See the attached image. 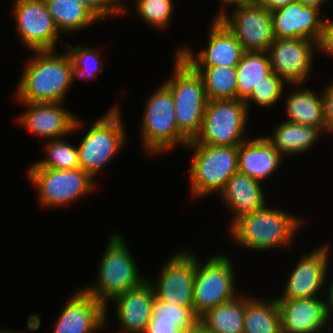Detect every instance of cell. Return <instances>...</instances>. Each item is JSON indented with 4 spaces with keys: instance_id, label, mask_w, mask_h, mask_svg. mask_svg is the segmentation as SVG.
I'll use <instances>...</instances> for the list:
<instances>
[{
    "instance_id": "3",
    "label": "cell",
    "mask_w": 333,
    "mask_h": 333,
    "mask_svg": "<svg viewBox=\"0 0 333 333\" xmlns=\"http://www.w3.org/2000/svg\"><path fill=\"white\" fill-rule=\"evenodd\" d=\"M105 248L98 264L96 282L81 288L105 306V324H107L110 308L108 303L127 290L138 287L147 280V277L141 275L137 262L121 233H112Z\"/></svg>"
},
{
    "instance_id": "28",
    "label": "cell",
    "mask_w": 333,
    "mask_h": 333,
    "mask_svg": "<svg viewBox=\"0 0 333 333\" xmlns=\"http://www.w3.org/2000/svg\"><path fill=\"white\" fill-rule=\"evenodd\" d=\"M245 294L206 311L199 317V323L215 333H243Z\"/></svg>"
},
{
    "instance_id": "14",
    "label": "cell",
    "mask_w": 333,
    "mask_h": 333,
    "mask_svg": "<svg viewBox=\"0 0 333 333\" xmlns=\"http://www.w3.org/2000/svg\"><path fill=\"white\" fill-rule=\"evenodd\" d=\"M319 246L300 256L285 281L283 293L275 296L276 300L322 297V289L329 281L327 276L330 275L329 259L332 254L329 251L332 250L329 243Z\"/></svg>"
},
{
    "instance_id": "17",
    "label": "cell",
    "mask_w": 333,
    "mask_h": 333,
    "mask_svg": "<svg viewBox=\"0 0 333 333\" xmlns=\"http://www.w3.org/2000/svg\"><path fill=\"white\" fill-rule=\"evenodd\" d=\"M211 22L206 37V47L198 54L190 45H186L187 47L182 45L176 48L175 52H178L191 66L236 67L245 51L236 36L218 17L212 18Z\"/></svg>"
},
{
    "instance_id": "31",
    "label": "cell",
    "mask_w": 333,
    "mask_h": 333,
    "mask_svg": "<svg viewBox=\"0 0 333 333\" xmlns=\"http://www.w3.org/2000/svg\"><path fill=\"white\" fill-rule=\"evenodd\" d=\"M46 157L31 164L29 168L71 170L80 168L77 145L65 141V137L48 140L44 144Z\"/></svg>"
},
{
    "instance_id": "18",
    "label": "cell",
    "mask_w": 333,
    "mask_h": 333,
    "mask_svg": "<svg viewBox=\"0 0 333 333\" xmlns=\"http://www.w3.org/2000/svg\"><path fill=\"white\" fill-rule=\"evenodd\" d=\"M69 297L53 326V333H98L107 326L105 306L99 300L82 288Z\"/></svg>"
},
{
    "instance_id": "42",
    "label": "cell",
    "mask_w": 333,
    "mask_h": 333,
    "mask_svg": "<svg viewBox=\"0 0 333 333\" xmlns=\"http://www.w3.org/2000/svg\"><path fill=\"white\" fill-rule=\"evenodd\" d=\"M222 2V6L221 9L219 10V13L216 14H220L222 13L225 8L227 9L228 7H230L231 5H235V4H246V3H254V0H221Z\"/></svg>"
},
{
    "instance_id": "15",
    "label": "cell",
    "mask_w": 333,
    "mask_h": 333,
    "mask_svg": "<svg viewBox=\"0 0 333 333\" xmlns=\"http://www.w3.org/2000/svg\"><path fill=\"white\" fill-rule=\"evenodd\" d=\"M17 103L25 106V111L19 114L16 122L34 137L54 140L84 128L83 120L69 112L64 103Z\"/></svg>"
},
{
    "instance_id": "13",
    "label": "cell",
    "mask_w": 333,
    "mask_h": 333,
    "mask_svg": "<svg viewBox=\"0 0 333 333\" xmlns=\"http://www.w3.org/2000/svg\"><path fill=\"white\" fill-rule=\"evenodd\" d=\"M216 15L236 36L244 51H267L275 39L271 12L260 4H235ZM235 7V8H234Z\"/></svg>"
},
{
    "instance_id": "23",
    "label": "cell",
    "mask_w": 333,
    "mask_h": 333,
    "mask_svg": "<svg viewBox=\"0 0 333 333\" xmlns=\"http://www.w3.org/2000/svg\"><path fill=\"white\" fill-rule=\"evenodd\" d=\"M262 183L239 172L229 178L224 190L219 194L222 203L229 208L228 211L232 215L229 226L241 216L258 211L267 205L263 189L265 184Z\"/></svg>"
},
{
    "instance_id": "21",
    "label": "cell",
    "mask_w": 333,
    "mask_h": 333,
    "mask_svg": "<svg viewBox=\"0 0 333 333\" xmlns=\"http://www.w3.org/2000/svg\"><path fill=\"white\" fill-rule=\"evenodd\" d=\"M320 10L297 0L271 12L275 38H301L319 42L325 18Z\"/></svg>"
},
{
    "instance_id": "22",
    "label": "cell",
    "mask_w": 333,
    "mask_h": 333,
    "mask_svg": "<svg viewBox=\"0 0 333 333\" xmlns=\"http://www.w3.org/2000/svg\"><path fill=\"white\" fill-rule=\"evenodd\" d=\"M282 159L265 136L247 139L238 145V172L263 183L280 168Z\"/></svg>"
},
{
    "instance_id": "11",
    "label": "cell",
    "mask_w": 333,
    "mask_h": 333,
    "mask_svg": "<svg viewBox=\"0 0 333 333\" xmlns=\"http://www.w3.org/2000/svg\"><path fill=\"white\" fill-rule=\"evenodd\" d=\"M12 5L10 12L21 46L30 51H43L57 50V43L65 45L44 0H14Z\"/></svg>"
},
{
    "instance_id": "37",
    "label": "cell",
    "mask_w": 333,
    "mask_h": 333,
    "mask_svg": "<svg viewBox=\"0 0 333 333\" xmlns=\"http://www.w3.org/2000/svg\"><path fill=\"white\" fill-rule=\"evenodd\" d=\"M326 54L327 57L333 58V19H325L322 35L318 42V53Z\"/></svg>"
},
{
    "instance_id": "46",
    "label": "cell",
    "mask_w": 333,
    "mask_h": 333,
    "mask_svg": "<svg viewBox=\"0 0 333 333\" xmlns=\"http://www.w3.org/2000/svg\"><path fill=\"white\" fill-rule=\"evenodd\" d=\"M0 333H27V332H16V331H11V329H0Z\"/></svg>"
},
{
    "instance_id": "4",
    "label": "cell",
    "mask_w": 333,
    "mask_h": 333,
    "mask_svg": "<svg viewBox=\"0 0 333 333\" xmlns=\"http://www.w3.org/2000/svg\"><path fill=\"white\" fill-rule=\"evenodd\" d=\"M153 92L144 103L139 128L144 152L152 157L164 155L165 152H171L178 146L185 148L189 143L178 130L170 89L162 82Z\"/></svg>"
},
{
    "instance_id": "27",
    "label": "cell",
    "mask_w": 333,
    "mask_h": 333,
    "mask_svg": "<svg viewBox=\"0 0 333 333\" xmlns=\"http://www.w3.org/2000/svg\"><path fill=\"white\" fill-rule=\"evenodd\" d=\"M60 33H78L100 20L77 0H44Z\"/></svg>"
},
{
    "instance_id": "26",
    "label": "cell",
    "mask_w": 333,
    "mask_h": 333,
    "mask_svg": "<svg viewBox=\"0 0 333 333\" xmlns=\"http://www.w3.org/2000/svg\"><path fill=\"white\" fill-rule=\"evenodd\" d=\"M273 297L245 295L243 333H282L279 305Z\"/></svg>"
},
{
    "instance_id": "9",
    "label": "cell",
    "mask_w": 333,
    "mask_h": 333,
    "mask_svg": "<svg viewBox=\"0 0 333 333\" xmlns=\"http://www.w3.org/2000/svg\"><path fill=\"white\" fill-rule=\"evenodd\" d=\"M25 174L35 186L40 207L49 210L75 203L97 188L96 180L81 168H28Z\"/></svg>"
},
{
    "instance_id": "32",
    "label": "cell",
    "mask_w": 333,
    "mask_h": 333,
    "mask_svg": "<svg viewBox=\"0 0 333 333\" xmlns=\"http://www.w3.org/2000/svg\"><path fill=\"white\" fill-rule=\"evenodd\" d=\"M67 53L71 57L75 80H94L97 79L99 73L103 71V61H100L101 51L94 47H85L84 45L77 44L68 45L65 43Z\"/></svg>"
},
{
    "instance_id": "25",
    "label": "cell",
    "mask_w": 333,
    "mask_h": 333,
    "mask_svg": "<svg viewBox=\"0 0 333 333\" xmlns=\"http://www.w3.org/2000/svg\"><path fill=\"white\" fill-rule=\"evenodd\" d=\"M283 121L273 127L272 135L265 136L283 157L309 151L323 135L319 128Z\"/></svg>"
},
{
    "instance_id": "24",
    "label": "cell",
    "mask_w": 333,
    "mask_h": 333,
    "mask_svg": "<svg viewBox=\"0 0 333 333\" xmlns=\"http://www.w3.org/2000/svg\"><path fill=\"white\" fill-rule=\"evenodd\" d=\"M304 83L288 84L290 93H284V112L286 121L313 126L323 133L333 135L327 128L324 119V103L322 93L319 95L311 88H306ZM294 88V89H293Z\"/></svg>"
},
{
    "instance_id": "16",
    "label": "cell",
    "mask_w": 333,
    "mask_h": 333,
    "mask_svg": "<svg viewBox=\"0 0 333 333\" xmlns=\"http://www.w3.org/2000/svg\"><path fill=\"white\" fill-rule=\"evenodd\" d=\"M316 52L318 43L301 38H275L267 50L271 70L288 84L307 83Z\"/></svg>"
},
{
    "instance_id": "2",
    "label": "cell",
    "mask_w": 333,
    "mask_h": 333,
    "mask_svg": "<svg viewBox=\"0 0 333 333\" xmlns=\"http://www.w3.org/2000/svg\"><path fill=\"white\" fill-rule=\"evenodd\" d=\"M269 206L267 204L264 208L243 215L234 221L227 228L228 231L230 230L232 242L239 244L238 246L243 249L247 248L256 252L291 247L296 234L303 225H306L308 219Z\"/></svg>"
},
{
    "instance_id": "7",
    "label": "cell",
    "mask_w": 333,
    "mask_h": 333,
    "mask_svg": "<svg viewBox=\"0 0 333 333\" xmlns=\"http://www.w3.org/2000/svg\"><path fill=\"white\" fill-rule=\"evenodd\" d=\"M185 148L193 153L188 176L190 193L196 200L212 193L219 195L238 172V146L187 144Z\"/></svg>"
},
{
    "instance_id": "6",
    "label": "cell",
    "mask_w": 333,
    "mask_h": 333,
    "mask_svg": "<svg viewBox=\"0 0 333 333\" xmlns=\"http://www.w3.org/2000/svg\"><path fill=\"white\" fill-rule=\"evenodd\" d=\"M119 103H114L89 127L77 145L80 168L93 179L104 170L127 143L124 118Z\"/></svg>"
},
{
    "instance_id": "8",
    "label": "cell",
    "mask_w": 333,
    "mask_h": 333,
    "mask_svg": "<svg viewBox=\"0 0 333 333\" xmlns=\"http://www.w3.org/2000/svg\"><path fill=\"white\" fill-rule=\"evenodd\" d=\"M249 115L243 100H207L200 132L188 144L238 146L248 139Z\"/></svg>"
},
{
    "instance_id": "34",
    "label": "cell",
    "mask_w": 333,
    "mask_h": 333,
    "mask_svg": "<svg viewBox=\"0 0 333 333\" xmlns=\"http://www.w3.org/2000/svg\"><path fill=\"white\" fill-rule=\"evenodd\" d=\"M135 11L151 28L164 30L169 27L174 12L173 0H136Z\"/></svg>"
},
{
    "instance_id": "12",
    "label": "cell",
    "mask_w": 333,
    "mask_h": 333,
    "mask_svg": "<svg viewBox=\"0 0 333 333\" xmlns=\"http://www.w3.org/2000/svg\"><path fill=\"white\" fill-rule=\"evenodd\" d=\"M168 260V261H167ZM157 272L153 285L156 298L177 306H193V288L196 275L195 252L182 249L168 257Z\"/></svg>"
},
{
    "instance_id": "33",
    "label": "cell",
    "mask_w": 333,
    "mask_h": 333,
    "mask_svg": "<svg viewBox=\"0 0 333 333\" xmlns=\"http://www.w3.org/2000/svg\"><path fill=\"white\" fill-rule=\"evenodd\" d=\"M150 321L175 322L176 327L185 332L199 323V317L193 306H177L155 298Z\"/></svg>"
},
{
    "instance_id": "29",
    "label": "cell",
    "mask_w": 333,
    "mask_h": 333,
    "mask_svg": "<svg viewBox=\"0 0 333 333\" xmlns=\"http://www.w3.org/2000/svg\"><path fill=\"white\" fill-rule=\"evenodd\" d=\"M237 71V99L245 100L261 82L267 81L271 70L267 51H245L235 67Z\"/></svg>"
},
{
    "instance_id": "30",
    "label": "cell",
    "mask_w": 333,
    "mask_h": 333,
    "mask_svg": "<svg viewBox=\"0 0 333 333\" xmlns=\"http://www.w3.org/2000/svg\"><path fill=\"white\" fill-rule=\"evenodd\" d=\"M202 77L207 100L237 99L235 67L192 66Z\"/></svg>"
},
{
    "instance_id": "5",
    "label": "cell",
    "mask_w": 333,
    "mask_h": 333,
    "mask_svg": "<svg viewBox=\"0 0 333 333\" xmlns=\"http://www.w3.org/2000/svg\"><path fill=\"white\" fill-rule=\"evenodd\" d=\"M172 75L163 82L171 91L179 132L194 140L200 132L207 104L201 75L178 52H174Z\"/></svg>"
},
{
    "instance_id": "20",
    "label": "cell",
    "mask_w": 333,
    "mask_h": 333,
    "mask_svg": "<svg viewBox=\"0 0 333 333\" xmlns=\"http://www.w3.org/2000/svg\"><path fill=\"white\" fill-rule=\"evenodd\" d=\"M156 295L153 285L145 280L138 287L116 296L114 310L120 331L114 333H144L149 325Z\"/></svg>"
},
{
    "instance_id": "19",
    "label": "cell",
    "mask_w": 333,
    "mask_h": 333,
    "mask_svg": "<svg viewBox=\"0 0 333 333\" xmlns=\"http://www.w3.org/2000/svg\"><path fill=\"white\" fill-rule=\"evenodd\" d=\"M323 297L277 300L282 333H326L331 324Z\"/></svg>"
},
{
    "instance_id": "36",
    "label": "cell",
    "mask_w": 333,
    "mask_h": 333,
    "mask_svg": "<svg viewBox=\"0 0 333 333\" xmlns=\"http://www.w3.org/2000/svg\"><path fill=\"white\" fill-rule=\"evenodd\" d=\"M84 4L100 21L122 15L119 0H77Z\"/></svg>"
},
{
    "instance_id": "43",
    "label": "cell",
    "mask_w": 333,
    "mask_h": 333,
    "mask_svg": "<svg viewBox=\"0 0 333 333\" xmlns=\"http://www.w3.org/2000/svg\"><path fill=\"white\" fill-rule=\"evenodd\" d=\"M298 2L302 3L303 5L314 7L317 9H321L327 4L330 0H297Z\"/></svg>"
},
{
    "instance_id": "40",
    "label": "cell",
    "mask_w": 333,
    "mask_h": 333,
    "mask_svg": "<svg viewBox=\"0 0 333 333\" xmlns=\"http://www.w3.org/2000/svg\"><path fill=\"white\" fill-rule=\"evenodd\" d=\"M333 277V276H331ZM331 277L327 279H330V282H328V285H326V288H324L327 291H324V293L326 292V311H327V315H328V319L330 324H332L333 322V278L331 280ZM330 284V285H329ZM329 287V288H328Z\"/></svg>"
},
{
    "instance_id": "38",
    "label": "cell",
    "mask_w": 333,
    "mask_h": 333,
    "mask_svg": "<svg viewBox=\"0 0 333 333\" xmlns=\"http://www.w3.org/2000/svg\"><path fill=\"white\" fill-rule=\"evenodd\" d=\"M324 103V119L328 130L333 134V81L327 83L322 89Z\"/></svg>"
},
{
    "instance_id": "35",
    "label": "cell",
    "mask_w": 333,
    "mask_h": 333,
    "mask_svg": "<svg viewBox=\"0 0 333 333\" xmlns=\"http://www.w3.org/2000/svg\"><path fill=\"white\" fill-rule=\"evenodd\" d=\"M288 83L279 75L272 72L267 76V81L261 82L252 89L251 94L244 100L250 113L251 103L258 107L269 109L283 99L284 90ZM286 87V88H285Z\"/></svg>"
},
{
    "instance_id": "45",
    "label": "cell",
    "mask_w": 333,
    "mask_h": 333,
    "mask_svg": "<svg viewBox=\"0 0 333 333\" xmlns=\"http://www.w3.org/2000/svg\"><path fill=\"white\" fill-rule=\"evenodd\" d=\"M123 1H125V0H119L122 15L127 14V12H129V10L126 8L127 5L125 6V5H124L125 2L123 3ZM135 1H136V0H135Z\"/></svg>"
},
{
    "instance_id": "10",
    "label": "cell",
    "mask_w": 333,
    "mask_h": 333,
    "mask_svg": "<svg viewBox=\"0 0 333 333\" xmlns=\"http://www.w3.org/2000/svg\"><path fill=\"white\" fill-rule=\"evenodd\" d=\"M197 256L193 310L200 317L213 307L234 299L239 292L236 290L234 263L228 254L215 253L206 262Z\"/></svg>"
},
{
    "instance_id": "1",
    "label": "cell",
    "mask_w": 333,
    "mask_h": 333,
    "mask_svg": "<svg viewBox=\"0 0 333 333\" xmlns=\"http://www.w3.org/2000/svg\"><path fill=\"white\" fill-rule=\"evenodd\" d=\"M32 51L23 66L21 77L13 92L15 102L64 103L75 81L73 64L66 49Z\"/></svg>"
},
{
    "instance_id": "39",
    "label": "cell",
    "mask_w": 333,
    "mask_h": 333,
    "mask_svg": "<svg viewBox=\"0 0 333 333\" xmlns=\"http://www.w3.org/2000/svg\"><path fill=\"white\" fill-rule=\"evenodd\" d=\"M144 333H184L175 322L166 321H150Z\"/></svg>"
},
{
    "instance_id": "44",
    "label": "cell",
    "mask_w": 333,
    "mask_h": 333,
    "mask_svg": "<svg viewBox=\"0 0 333 333\" xmlns=\"http://www.w3.org/2000/svg\"><path fill=\"white\" fill-rule=\"evenodd\" d=\"M184 333H215V332L208 330L203 325L198 323L193 329H189V330L185 331Z\"/></svg>"
},
{
    "instance_id": "41",
    "label": "cell",
    "mask_w": 333,
    "mask_h": 333,
    "mask_svg": "<svg viewBox=\"0 0 333 333\" xmlns=\"http://www.w3.org/2000/svg\"><path fill=\"white\" fill-rule=\"evenodd\" d=\"M296 0H254L255 4H260L270 12L290 4Z\"/></svg>"
}]
</instances>
